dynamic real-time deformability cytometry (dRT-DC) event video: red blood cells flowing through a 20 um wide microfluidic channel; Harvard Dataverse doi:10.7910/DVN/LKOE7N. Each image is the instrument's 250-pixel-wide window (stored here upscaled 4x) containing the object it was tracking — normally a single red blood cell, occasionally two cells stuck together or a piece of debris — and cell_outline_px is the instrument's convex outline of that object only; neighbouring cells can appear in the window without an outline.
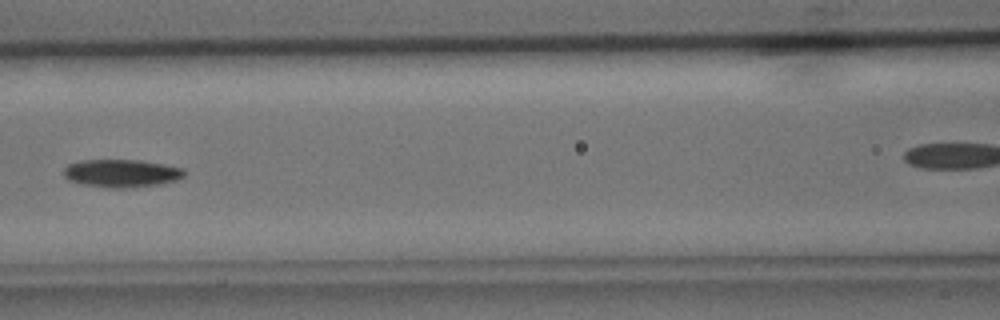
{"species": "common noctule bat (a hibernating species)", "species_latin": "Nyctalus noctula", "temperature_condition": "cold", "stored_images_in_passage": 4, "segment_of_instrument_passage": [1, 2], "camera_frame_rate_fps": 3000, "um_per_image_px": 0.085, "animal": {"sex": "male", "body_mass_g": 15.6}, "frame": {"image": 1, "passage_image": 3, "time_ms": 2.333, "image_size_px": [1000, 320], "cell_outline_px": [[184, 176], [176, 180], [160, 184], [124, 188], [112, 188], [80, 184], [68, 180], [64, 176], [64, 168], [68, 164], [80, 160], [140, 160], [164, 164], [184, 168]], "centroid_in_image_um": [10.31, 14.72], "position_along_channel_um": 156.3, "area_um2": 19.65}}